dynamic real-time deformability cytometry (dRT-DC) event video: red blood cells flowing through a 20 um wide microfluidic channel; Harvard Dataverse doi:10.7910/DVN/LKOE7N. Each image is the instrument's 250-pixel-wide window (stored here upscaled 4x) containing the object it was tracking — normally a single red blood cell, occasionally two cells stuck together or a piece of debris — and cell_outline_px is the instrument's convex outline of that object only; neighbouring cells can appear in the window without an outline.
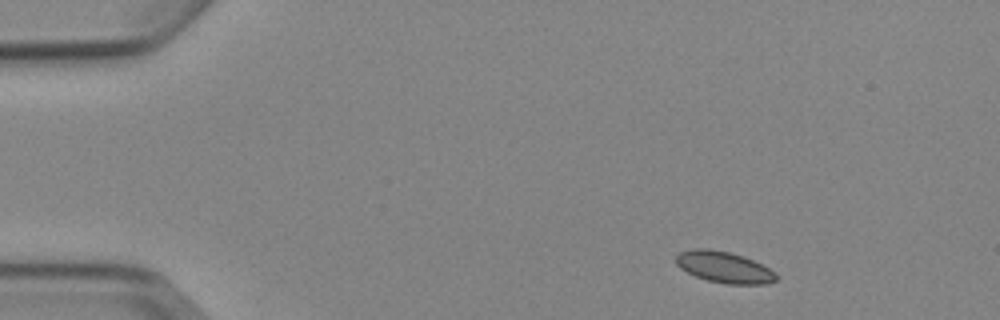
{"species": "Egyptian fruit bat (a non-hibernating species)", "species_latin": "Rousettus aegyptiacus", "temperature_condition": "cold", "stored_images_in_passage": 6, "camera_frame_rate_fps": 3000, "um_per_image_px": 0.085, "animal": {"sex": "female"}, "frame": {"image": 1, "passage_image": 1, "time_ms": 0.0, "image_size_px": [1000, 320], "cell_outline_px": [[776, 280], [768, 284], [728, 284], [708, 280], [696, 276], [680, 268], [676, 264], [676, 256], [680, 252], [692, 248], [708, 248], [728, 252], [744, 256], [776, 272]], "centroid_in_image_um": [61.54, 22.7], "position_along_channel_um": 23.5, "area_um2": 18.15}}
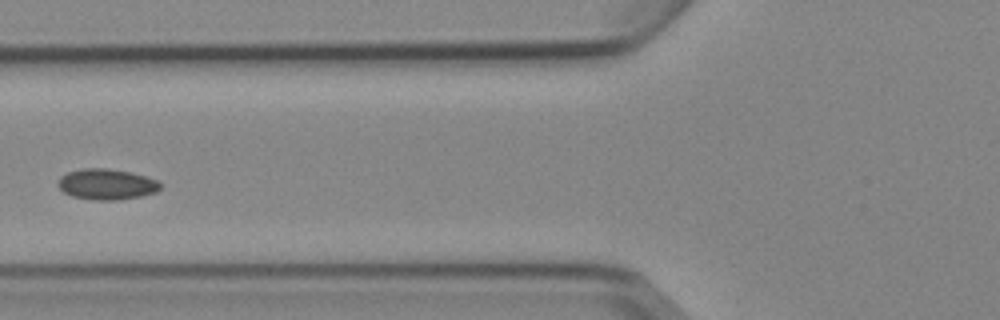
{"frame": {"image": 2, "passage_image": 5, "time_ms": 4.667, "image_size_px": [1000, 320], "cell_outline_px": [[160, 188], [156, 192], [140, 196], [116, 200], [96, 200], [72, 196], [64, 192], [56, 184], [60, 176], [68, 172], [84, 168], [108, 168], [132, 172], [156, 180], [160, 184]], "centroid_in_image_um": [9.03, 15.65], "position_along_channel_um": 116.8, "area_um2": 18.26}}
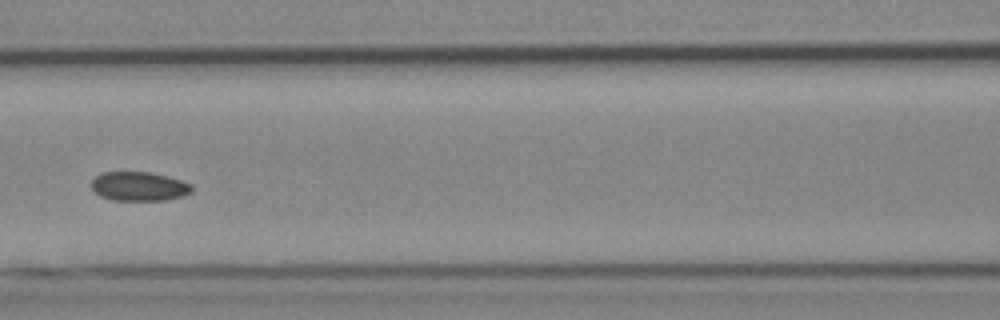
{"frame": {"image": 3, "passage_image": 6, "time_ms": 5.667, "image_size_px": [1000, 320], "cell_outline_px": [[192, 192], [184, 196], [164, 200], [112, 200], [100, 196], [92, 188], [92, 180], [100, 172], [152, 172], [168, 176], [192, 184]], "centroid_in_image_um": [11.83, 15.83], "position_along_channel_um": 154.8, "area_um2": 17.11}}